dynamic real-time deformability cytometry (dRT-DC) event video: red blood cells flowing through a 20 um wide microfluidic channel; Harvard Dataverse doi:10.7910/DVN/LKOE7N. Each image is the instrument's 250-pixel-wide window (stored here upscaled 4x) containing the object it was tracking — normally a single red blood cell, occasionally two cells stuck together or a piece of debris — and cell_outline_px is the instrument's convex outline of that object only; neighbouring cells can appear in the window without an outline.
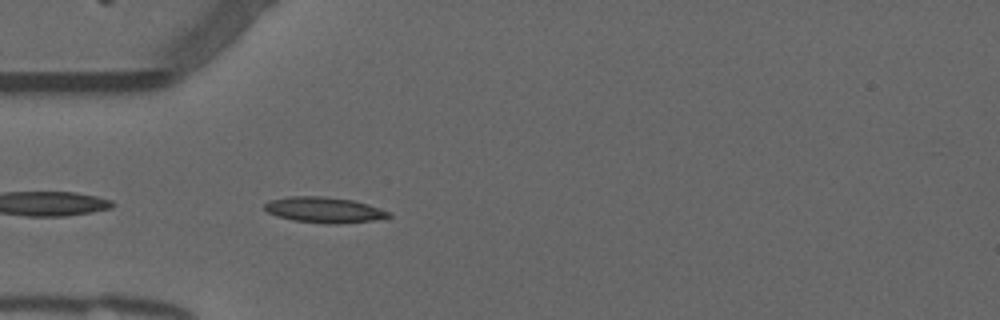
{"species": "common noctule bat (a hibernating species)", "species_latin": "Nyctalus noctula", "temperature_condition": "warm", "stored_images_in_passage": 40, "camera_frame_rate_fps": 3000, "um_per_image_px": 0.085, "animal": {"sex": "male", "forearm_length_mm": 52.5}, "frame": {"image": 1, "passage_image": 2, "time_ms": 0.333, "image_size_px": [1000, 320], "cell_outline_px": [[392, 216], [372, 220], [336, 224], [324, 224], [292, 220], [276, 216], [268, 212], [264, 208], [264, 204], [272, 200], [288, 196], [324, 196], [352, 200], [368, 204], [392, 212]], "centroid_in_image_um": [27.56, 17.84], "position_along_channel_um": 57.4, "area_um2": 18.61}}
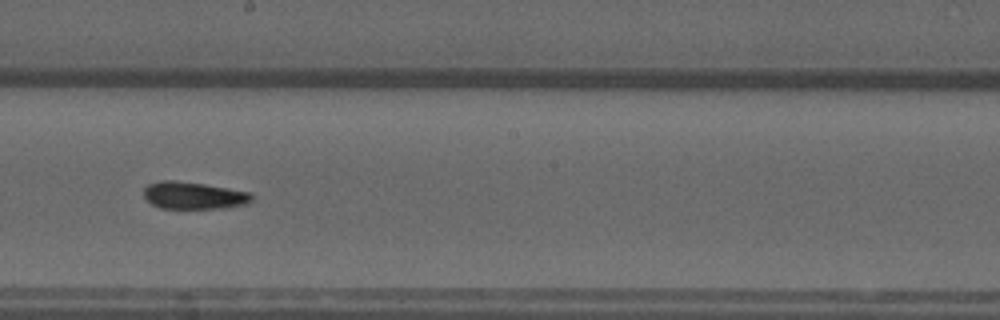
{"frame": {"image": 2, "passage_image": 16, "time_ms": 5.0, "image_size_px": [1000, 320], "cell_outline_px": [[252, 200], [248, 204], [224, 208], [160, 208], [152, 204], [144, 196], [144, 188], [148, 184], [160, 180], [176, 180], [204, 184], [252, 192]], "centroid_in_image_um": [16.48, 16.61], "position_along_channel_um": 231.7, "area_um2": 17.22}}
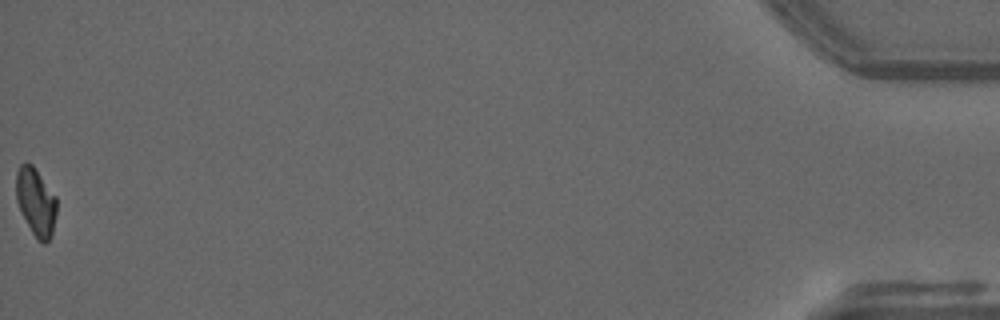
{"frame": {"image": 3, "passage_image": 40, "time_ms": 13.0, "image_size_px": [1000, 320], "cell_outline_px": [[56, 212], [52, 236], [44, 244], [36, 240], [16, 200], [16, 172], [20, 164], [24, 160], [32, 164], [56, 196]], "centroid_in_image_um": [3.05, 17.13], "position_along_channel_um": 432.2, "area_um2": 16.01}, "authors_computed_cell_mechanics": {"area_um2": 16.9643, "velocity_mm_per_s": 3.8212, "shape_relaxation_time_tau1_ms": 10.6554, "shape_relaxation_time_tau2_ms": 6.9861, "deformation_change_tau1": 0.2711, "deformation_change_tau2": 0.1367}}